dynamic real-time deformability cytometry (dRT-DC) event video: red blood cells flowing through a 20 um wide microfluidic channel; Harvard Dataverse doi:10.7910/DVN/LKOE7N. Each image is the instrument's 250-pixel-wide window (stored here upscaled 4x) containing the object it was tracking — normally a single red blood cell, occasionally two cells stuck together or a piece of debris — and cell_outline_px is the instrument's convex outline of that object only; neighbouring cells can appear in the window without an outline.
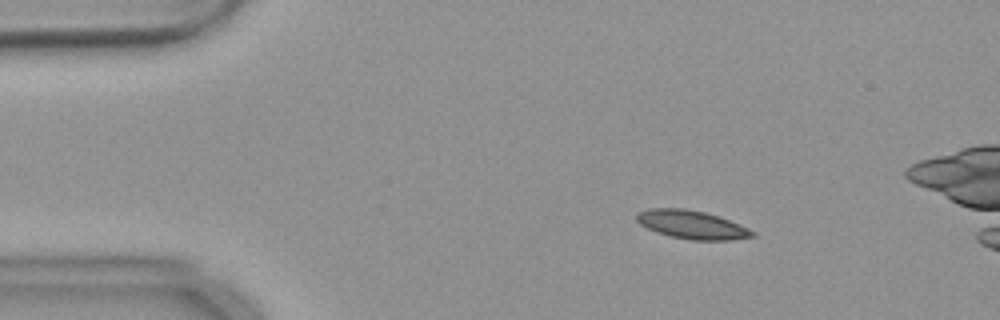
{"species": "common noctule bat (a hibernating species)", "species_latin": "Nyctalus noctula", "temperature_condition": "warm", "stored_images_in_passage": 56, "camera_frame_rate_fps": 3000, "um_per_image_px": 0.085, "animal": {"sex": "female", "body_mass_g": 18.4}, "frame": {"image": 1, "passage_image": 9, "time_ms": 2.667, "image_size_px": [1000, 320], "cell_outline_px": [[756, 236], [732, 240], [692, 240], [672, 236], [656, 232], [640, 224], [636, 220], [636, 212], [648, 208], [684, 208], [704, 212], [720, 216], [748, 228], [756, 232]], "centroid_in_image_um": [58.81, 19.09], "position_along_channel_um": 26.2, "area_um2": 19.25}}
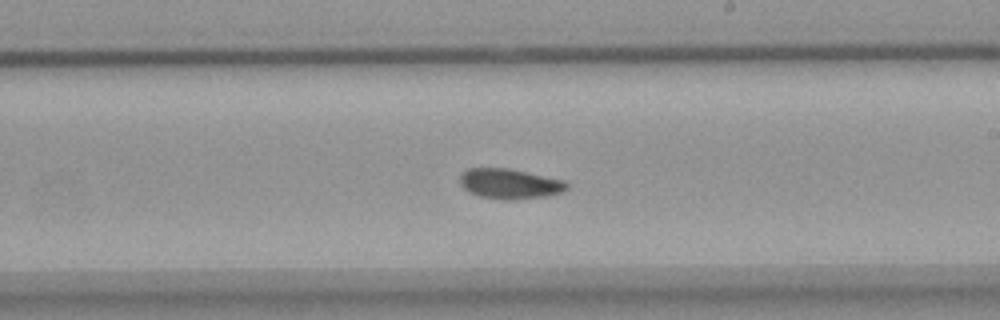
{"frame": {"image": 2, "passage_image": 32, "time_ms": 10.333, "image_size_px": [1000, 320], "cell_outline_px": [[568, 188], [564, 192], [544, 196], [508, 200], [504, 200], [480, 196], [468, 192], [460, 184], [460, 172], [468, 168], [508, 168], [564, 180], [568, 184]], "centroid_in_image_um": [43.3, 15.61], "position_along_channel_um": 245.7, "area_um2": 18.79}}
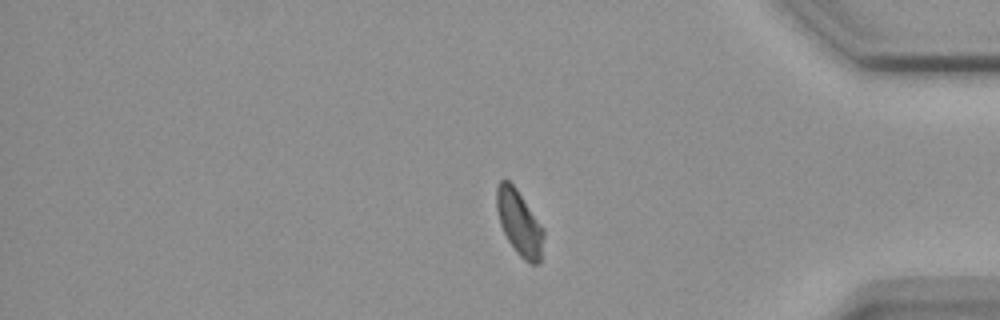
{"frame": {"image": 3, "passage_image": 46, "time_ms": 15.0, "image_size_px": [1000, 320], "cell_outline_px": [[544, 236], [540, 260], [536, 264], [532, 264], [524, 260], [516, 252], [508, 240], [500, 224], [496, 208], [496, 188], [500, 180], [504, 176], [516, 188], [544, 228]], "centroid_in_image_um": [44.13, 18.91], "position_along_channel_um": 391.1, "area_um2": 17.86}, "authors_computed_cell_mechanics": {"area_um2": 18.5249, "velocity_mm_per_s": 3.6524, "shape_relaxation_time_tau1_ms": 8.1237, "shape_relaxation_time_tau2_ms": 2.6532, "deformation_change_tau1": 0.1456, "deformation_change_tau2": 0.0714}}